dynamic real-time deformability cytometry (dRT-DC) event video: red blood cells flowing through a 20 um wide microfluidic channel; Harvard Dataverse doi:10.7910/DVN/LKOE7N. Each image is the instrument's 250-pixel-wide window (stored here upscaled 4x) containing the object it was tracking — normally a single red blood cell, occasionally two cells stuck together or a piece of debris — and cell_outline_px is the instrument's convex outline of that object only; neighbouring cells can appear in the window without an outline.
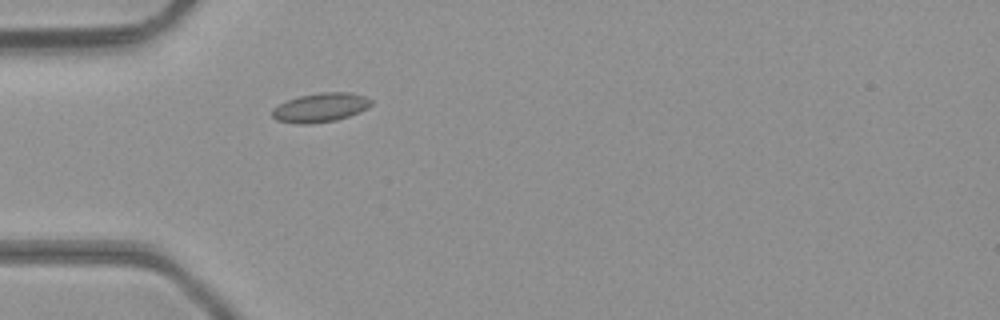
{"species": "common noctule bat (a hibernating species)", "species_latin": "Nyctalus noctula", "temperature_condition": "room temperature", "stored_images_in_passage": 4, "camera_frame_rate_fps": 3000, "um_per_image_px": 0.085, "animal": {"sex": "male", "body_mass_g": 23.1, "forearm_length_mm": 52.7}, "frame": {"image": 1, "passage_image": 4, "time_ms": 1.0, "image_size_px": [1000, 320], "cell_outline_px": [[372, 104], [368, 108], [360, 112], [336, 120], [308, 124], [296, 124], [276, 120], [272, 116], [272, 108], [288, 100], [300, 96], [320, 92], [348, 92], [364, 96], [372, 100]], "centroid_in_image_um": [27.24, 9.14], "position_along_channel_um": 57.8, "area_um2": 16.76}}